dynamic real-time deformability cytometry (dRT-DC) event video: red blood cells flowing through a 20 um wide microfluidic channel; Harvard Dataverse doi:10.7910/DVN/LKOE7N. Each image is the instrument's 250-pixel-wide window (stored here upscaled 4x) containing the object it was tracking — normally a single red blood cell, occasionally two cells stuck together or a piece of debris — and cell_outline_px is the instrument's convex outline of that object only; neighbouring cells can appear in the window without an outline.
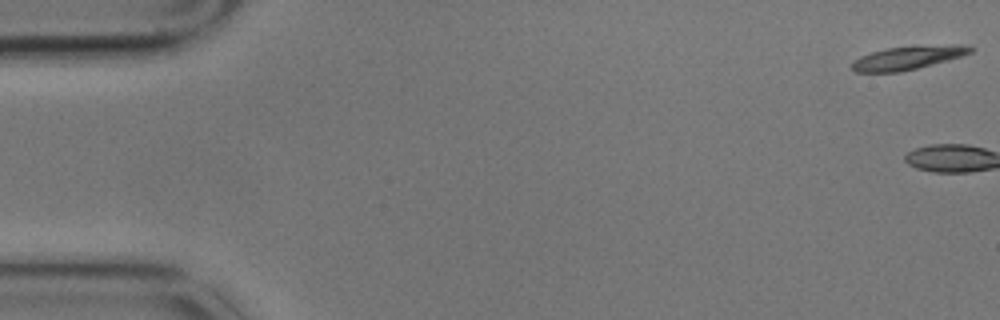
{"species": "common noctule bat (a hibernating species)", "species_latin": "Nyctalus noctula", "temperature_condition": "cold", "stored_images_in_passage": 5, "camera_frame_rate_fps": 3000, "um_per_image_px": 0.085, "animal": {"sex": "male", "body_mass_g": 17.9}, "frame": {"image": 1, "passage_image": 1, "time_ms": 0.0, "image_size_px": [1000, 320], "cell_outline_px": [[976, 48], [972, 52], [960, 56], [932, 64], [900, 72], [856, 72], [852, 68], [852, 64], [860, 56], [872, 52], [888, 48], [952, 44], [960, 44]], "centroid_in_image_um": [77.19, 4.91], "position_along_channel_um": 7.8, "area_um2": 15.84}}